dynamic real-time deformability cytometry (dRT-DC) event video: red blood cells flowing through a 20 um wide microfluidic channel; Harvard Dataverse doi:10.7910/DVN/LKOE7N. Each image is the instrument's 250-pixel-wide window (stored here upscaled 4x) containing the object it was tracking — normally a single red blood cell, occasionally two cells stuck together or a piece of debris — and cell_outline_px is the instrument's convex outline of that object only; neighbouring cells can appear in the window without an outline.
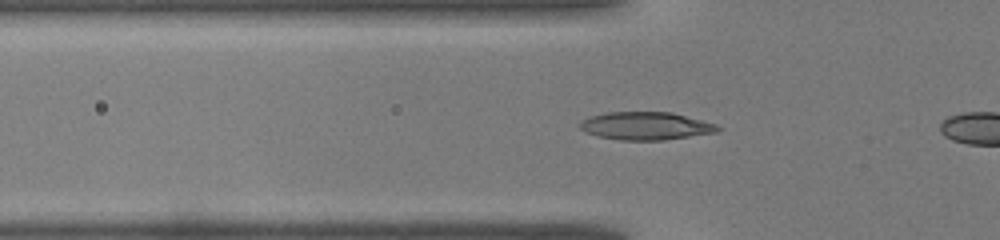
{"species": "common noctule bat (a hibernating species)", "species_latin": "Nyctalus noctula", "temperature_condition": "warm", "stored_images_in_passage": 8, "camera_frame_rate_fps": 3000, "um_per_image_px": 0.085, "animal": {"sex": "male", "body_mass_g": 19.0, "forearm_length_mm": 50.8}, "frame": {"image": 1, "passage_image": 7, "time_ms": 2.0, "image_size_px": [1000, 240], "cell_outline_px": [[724, 128], [716, 132], [664, 140], [620, 140], [600, 136], [584, 132], [580, 128], [580, 120], [592, 116], [608, 112], [672, 112], [716, 124]], "centroid_in_image_um": [54.9, 10.7], "position_along_channel_um": 70.9, "area_um2": 22.31}}